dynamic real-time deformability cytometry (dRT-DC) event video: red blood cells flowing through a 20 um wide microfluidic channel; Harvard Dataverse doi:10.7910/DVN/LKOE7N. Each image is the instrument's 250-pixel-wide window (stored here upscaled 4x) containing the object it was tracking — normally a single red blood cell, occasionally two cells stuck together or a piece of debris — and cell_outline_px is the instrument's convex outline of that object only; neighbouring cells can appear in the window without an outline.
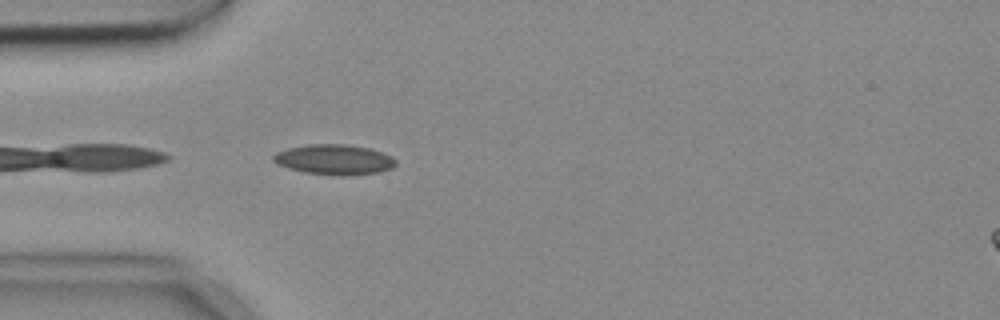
{"species": "common noctule bat (a hibernating species)", "species_latin": "Nyctalus noctula", "temperature_condition": "cold", "stored_images_in_passage": 4, "camera_frame_rate_fps": 3000, "um_per_image_px": 0.085, "animal": {"sex": "female", "body_mass_g": 18.4}, "frame": {"image": 1, "passage_image": 4, "time_ms": 1.0, "image_size_px": [1000, 320], "cell_outline_px": [[396, 164], [392, 168], [380, 172], [344, 176], [340, 176], [304, 172], [288, 168], [276, 164], [272, 160], [272, 156], [276, 152], [288, 148], [308, 144], [344, 144], [368, 148], [392, 156], [396, 160]], "centroid_in_image_um": [28.39, 13.57], "position_along_channel_um": 56.6, "area_um2": 21.62}}